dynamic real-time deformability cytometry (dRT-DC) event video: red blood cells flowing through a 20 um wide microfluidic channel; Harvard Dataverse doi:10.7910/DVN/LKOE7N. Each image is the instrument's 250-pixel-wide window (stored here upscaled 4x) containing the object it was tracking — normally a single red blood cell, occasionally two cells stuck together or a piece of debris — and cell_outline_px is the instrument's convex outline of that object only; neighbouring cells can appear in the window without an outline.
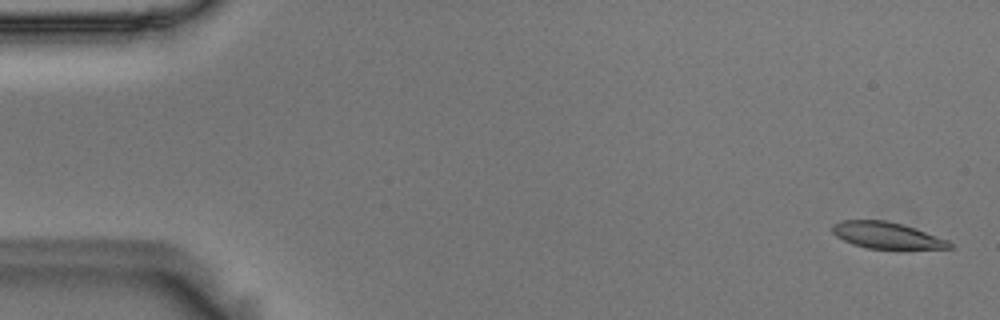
{"species": "Egyptian fruit bat (a non-hibernating species)", "species_latin": "Rousettus aegyptiacus", "temperature_condition": "room temperature", "stored_images_in_passage": 57, "camera_frame_rate_fps": 3000, "um_per_image_px": 0.085, "animal": {"sex": "male"}, "frame": {"image": 1, "passage_image": 2, "time_ms": 0.333, "image_size_px": [1000, 320], "cell_outline_px": [[952, 248], [868, 248], [852, 244], [836, 236], [832, 232], [832, 224], [840, 220], [884, 220], [904, 224], [948, 240], [952, 244]], "centroid_in_image_um": [75.33, 19.98], "position_along_channel_um": 9.7, "area_um2": 17.86}}
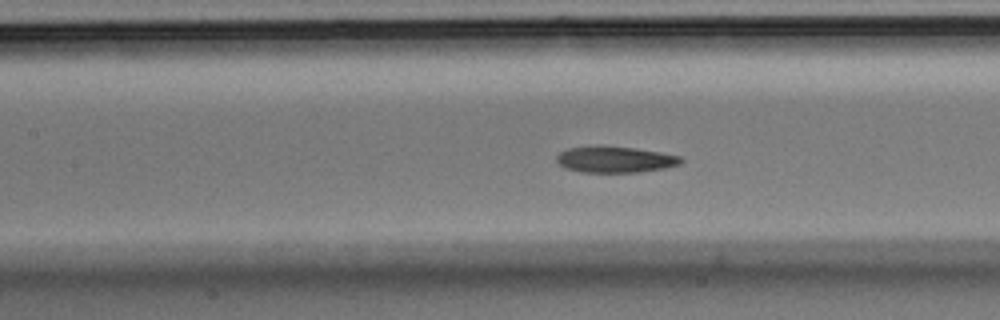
{"frame": {"image": 2, "passage_image": 25, "time_ms": 8.0, "image_size_px": [1000, 320], "cell_outline_px": [[684, 160], [680, 164], [664, 168], [636, 172], [580, 172], [564, 168], [556, 160], [556, 156], [560, 152], [568, 148], [636, 148], [660, 152], [680, 156]], "centroid_in_image_um": [52.31, 13.59], "position_along_channel_um": 155.1, "area_um2": 18.32}}
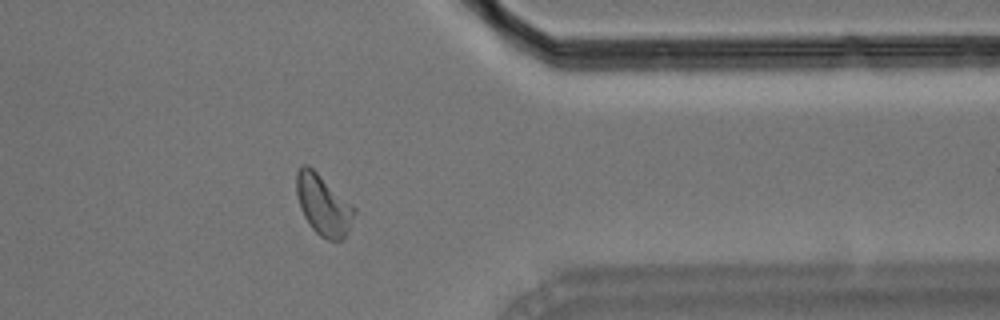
{"frame": {"image": 3, "passage_image": 45, "time_ms": 14.667, "image_size_px": [1000, 320], "cell_outline_px": [[356, 212], [344, 240], [328, 240], [320, 236], [312, 228], [304, 216], [300, 208], [296, 192], [296, 172], [300, 164], [308, 164], [356, 208]], "centroid_in_image_um": [27.47, 17.41], "position_along_channel_um": 383.9, "area_um2": 20.4}, "authors_computed_cell_mechanics": {"area_um2": 19.5942, "velocity_mm_per_s": 3.6132, "shape_relaxation_time_tau1_ms": 4.3416, "shape_relaxation_time_tau2_ms": 1.8517, "deformation_change_tau1": 0.1467, "deformation_change_tau2": 0.0787}}